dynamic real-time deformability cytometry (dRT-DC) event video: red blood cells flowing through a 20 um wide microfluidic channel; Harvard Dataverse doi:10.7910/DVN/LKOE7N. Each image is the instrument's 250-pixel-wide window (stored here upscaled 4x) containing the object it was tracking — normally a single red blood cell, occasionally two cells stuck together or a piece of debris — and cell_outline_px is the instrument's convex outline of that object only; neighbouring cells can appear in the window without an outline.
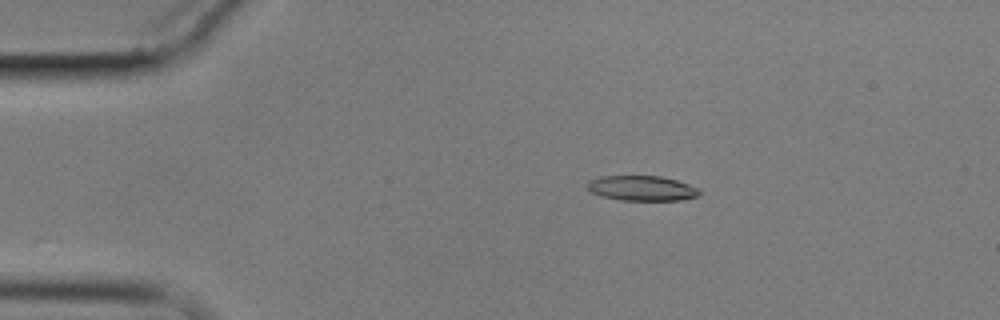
{"species": "common noctule bat (a hibernating species)", "species_latin": "Nyctalus noctula", "temperature_condition": "cold", "stored_images_in_passage": 7, "camera_frame_rate_fps": 3000, "um_per_image_px": 0.085, "animal": {"sex": "male", "body_mass_g": 17.9}, "frame": {"image": 1, "passage_image": 2, "time_ms": 1.0, "image_size_px": [1000, 320], "cell_outline_px": [[700, 196], [680, 200], [620, 200], [600, 196], [588, 192], [588, 180], [600, 176], [660, 176], [676, 180], [700, 188]], "centroid_in_image_um": [54.54, 16.0], "position_along_channel_um": 30.5, "area_um2": 16.53}}
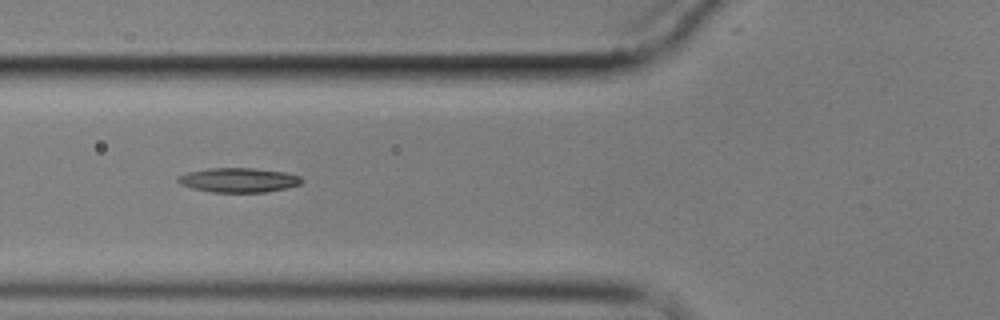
{"frame": {"image": 2, "passage_image": 5, "time_ms": 4.667, "image_size_px": [1000, 320], "cell_outline_px": [[304, 180], [300, 184], [288, 188], [264, 192], [212, 192], [192, 188], [180, 184], [176, 180], [176, 176], [188, 172], [208, 168], [256, 168], [284, 172], [300, 176]], "centroid_in_image_um": [20.27, 15.3], "position_along_channel_um": 105.5, "area_um2": 17.74}}
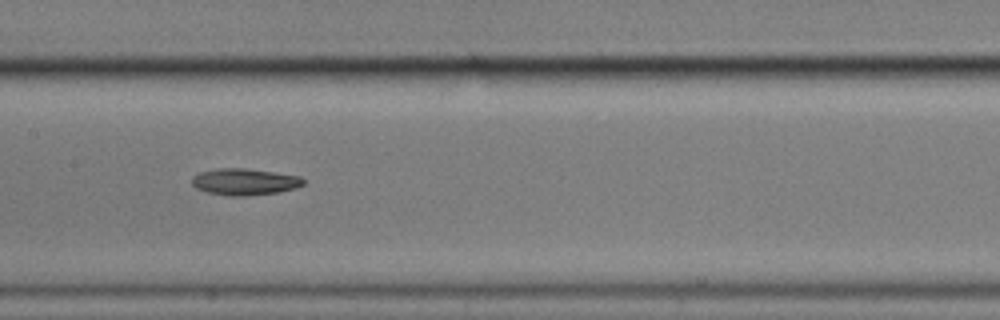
{"frame": {"image": 3, "passage_image": 7, "time_ms": 7.0, "image_size_px": [1000, 320], "cell_outline_px": [[304, 184], [296, 188], [280, 192], [248, 196], [228, 196], [208, 192], [196, 188], [192, 184], [192, 176], [200, 172], [216, 168], [244, 168], [300, 176], [304, 180]], "centroid_in_image_um": [20.78, 15.46], "position_along_channel_um": 186.6, "area_um2": 17.34}}